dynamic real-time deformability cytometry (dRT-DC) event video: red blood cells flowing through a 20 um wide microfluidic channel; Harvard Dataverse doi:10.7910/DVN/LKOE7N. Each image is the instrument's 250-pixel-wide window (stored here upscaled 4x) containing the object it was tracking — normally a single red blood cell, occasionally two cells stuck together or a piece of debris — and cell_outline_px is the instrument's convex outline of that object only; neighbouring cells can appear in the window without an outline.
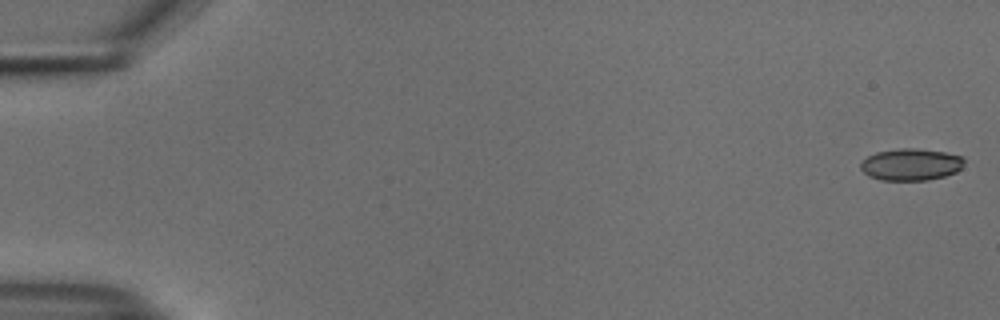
{"species": "common noctule bat (a hibernating species)", "species_latin": "Nyctalus noctula", "temperature_condition": "cold", "stored_images_in_passage": 55, "camera_frame_rate_fps": 3000, "um_per_image_px": 0.085, "animal": {"sex": "male", "body_mass_g": 18.8}, "frame": {"image": 1, "passage_image": 1, "time_ms": 0.0, "image_size_px": [1000, 320], "cell_outline_px": [[964, 164], [956, 172], [944, 176], [928, 180], [880, 180], [868, 176], [860, 168], [860, 164], [868, 156], [876, 152], [900, 148], [916, 148], [944, 152], [964, 156]], "centroid_in_image_um": [77.43, 13.98], "position_along_channel_um": 7.6, "area_um2": 19.31}}
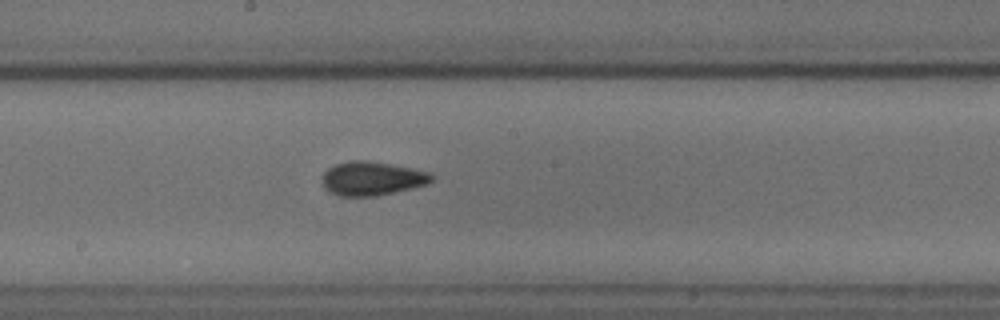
{"frame": {"image": 2, "passage_image": 30, "time_ms": 9.667, "image_size_px": [1000, 320], "cell_outline_px": [[436, 176], [428, 184], [412, 188], [376, 196], [340, 196], [328, 192], [324, 188], [324, 172], [328, 168], [336, 164], [352, 160], [368, 160], [392, 164], [428, 172]], "centroid_in_image_um": [31.63, 15.17], "position_along_channel_um": 216.6, "area_um2": 21.56}}
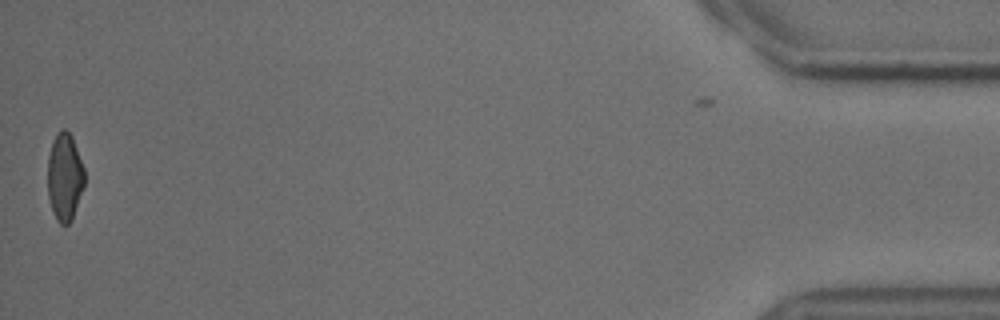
{"frame": {"image": 3, "passage_image": 54, "time_ms": 17.667, "image_size_px": [1000, 320], "cell_outline_px": [[84, 184], [72, 220], [68, 224], [60, 224], [56, 220], [52, 212], [48, 196], [48, 156], [52, 140], [56, 132], [64, 128], [72, 136], [84, 168]], "centroid_in_image_um": [5.48, 15.03], "position_along_channel_um": 429.7, "area_um2": 18.9}, "authors_computed_cell_mechanics": {"area_um2": 20.0566, "velocity_mm_per_s": 3.756, "shape_relaxation_time_tau1_ms": null, "shape_relaxation_time_tau2_ms": 3.0991, "deformation_change_tau1": null, "deformation_change_tau2": 0.0911}}